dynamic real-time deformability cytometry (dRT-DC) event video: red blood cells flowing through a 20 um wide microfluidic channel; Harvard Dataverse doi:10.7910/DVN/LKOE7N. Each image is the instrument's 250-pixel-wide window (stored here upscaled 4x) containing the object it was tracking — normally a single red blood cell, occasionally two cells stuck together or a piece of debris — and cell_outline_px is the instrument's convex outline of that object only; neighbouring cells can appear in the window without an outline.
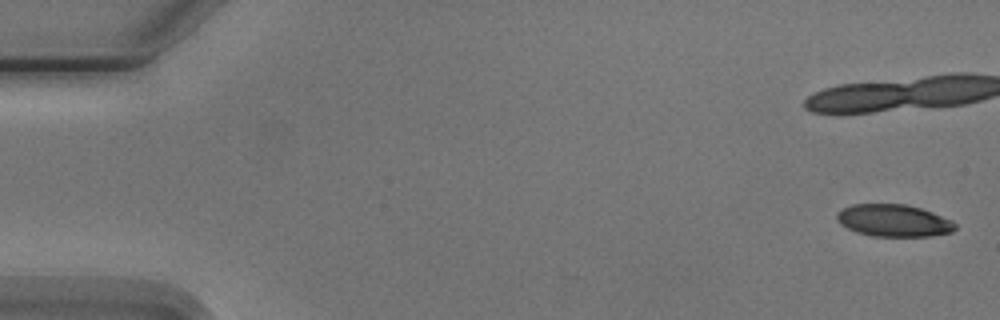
{"species": "Egyptian fruit bat (a non-hibernating species)", "species_latin": "Rousettus aegyptiacus", "temperature_condition": "cold", "stored_images_in_passage": 7, "camera_frame_rate_fps": 3000, "um_per_image_px": 0.085, "animal": {"sex": "male"}, "frame": {"image": 1, "passage_image": 1, "time_ms": 0.0, "image_size_px": [1000, 320], "cell_outline_px": [[956, 228], [952, 232], [928, 236], [872, 236], [856, 232], [840, 224], [836, 220], [836, 212], [852, 204], [904, 204], [920, 208], [932, 212], [952, 220], [956, 224]], "centroid_in_image_um": [75.94, 18.74], "position_along_channel_um": 9.1, "area_um2": 22.2}}